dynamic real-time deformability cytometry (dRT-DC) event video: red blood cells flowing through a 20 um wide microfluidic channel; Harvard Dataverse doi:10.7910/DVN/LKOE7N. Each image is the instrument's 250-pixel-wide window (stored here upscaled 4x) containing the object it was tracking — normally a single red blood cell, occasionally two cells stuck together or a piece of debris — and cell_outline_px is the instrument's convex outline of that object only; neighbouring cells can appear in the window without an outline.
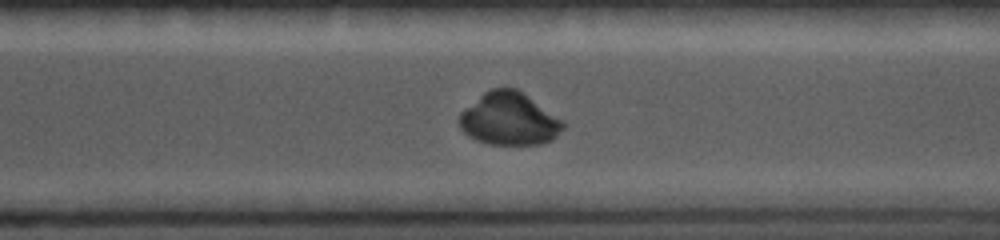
{"species": "common noctule bat (a hibernating species)", "species_latin": "Nyctalus noctula", "temperature_condition": "cold", "stored_images_in_passage": 28, "camera_frame_rate_fps": 5000, "um_per_image_px": 0.085, "animal": {"sex": "female", "body_mass_g": 19.0, "forearm_length_mm": 56.7}, "frame": {"image": 1, "passage_image": 24, "time_ms": 10.6, "image_size_px": [1000, 240], "cell_outline_px": [[568, 124], [552, 140], [540, 144], [488, 144], [476, 140], [468, 136], [460, 128], [460, 112], [488, 88], [516, 88], [564, 120]], "centroid_in_image_um": [43.3, 10.11], "position_along_channel_um": 327.3, "area_um2": 31.96}}
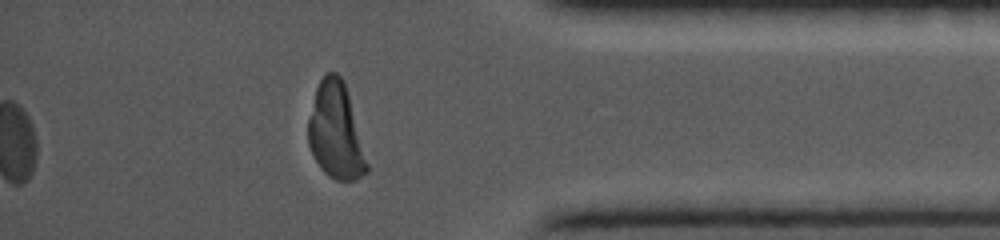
{"frame": {"image": 2, "passage_image": 28, "time_ms": 12.8, "image_size_px": [1000, 240], "cell_outline_px": [[368, 172], [356, 180], [336, 180], [328, 176], [320, 168], [308, 144], [308, 120], [316, 88], [320, 80], [328, 72], [336, 72], [344, 80], [348, 92], [368, 164]], "centroid_in_image_um": [28.54, 11.16], "position_along_channel_um": 406.7, "area_um2": 32.66}}